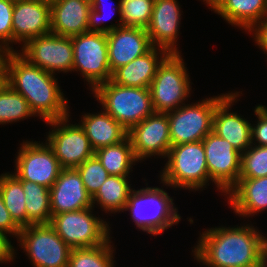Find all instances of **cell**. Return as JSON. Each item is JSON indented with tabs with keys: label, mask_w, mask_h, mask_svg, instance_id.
<instances>
[{
	"label": "cell",
	"mask_w": 267,
	"mask_h": 267,
	"mask_svg": "<svg viewBox=\"0 0 267 267\" xmlns=\"http://www.w3.org/2000/svg\"><path fill=\"white\" fill-rule=\"evenodd\" d=\"M194 256L208 267H256L267 238L253 226L211 228L202 233Z\"/></svg>",
	"instance_id": "6da1fadb"
},
{
	"label": "cell",
	"mask_w": 267,
	"mask_h": 267,
	"mask_svg": "<svg viewBox=\"0 0 267 267\" xmlns=\"http://www.w3.org/2000/svg\"><path fill=\"white\" fill-rule=\"evenodd\" d=\"M8 85L29 103L34 114L44 121L69 116L67 100L55 76L29 63L17 51L6 55Z\"/></svg>",
	"instance_id": "7a4b0ae2"
},
{
	"label": "cell",
	"mask_w": 267,
	"mask_h": 267,
	"mask_svg": "<svg viewBox=\"0 0 267 267\" xmlns=\"http://www.w3.org/2000/svg\"><path fill=\"white\" fill-rule=\"evenodd\" d=\"M92 91L103 110L127 131L155 112L149 88L123 86L109 80Z\"/></svg>",
	"instance_id": "3957f363"
},
{
	"label": "cell",
	"mask_w": 267,
	"mask_h": 267,
	"mask_svg": "<svg viewBox=\"0 0 267 267\" xmlns=\"http://www.w3.org/2000/svg\"><path fill=\"white\" fill-rule=\"evenodd\" d=\"M173 205V199L166 191L158 187H146L132 191L125 211H131L138 228L157 235L181 219Z\"/></svg>",
	"instance_id": "277c9868"
},
{
	"label": "cell",
	"mask_w": 267,
	"mask_h": 267,
	"mask_svg": "<svg viewBox=\"0 0 267 267\" xmlns=\"http://www.w3.org/2000/svg\"><path fill=\"white\" fill-rule=\"evenodd\" d=\"M161 181L168 186L197 190L209 182L202 141L171 146Z\"/></svg>",
	"instance_id": "5b68a950"
},
{
	"label": "cell",
	"mask_w": 267,
	"mask_h": 267,
	"mask_svg": "<svg viewBox=\"0 0 267 267\" xmlns=\"http://www.w3.org/2000/svg\"><path fill=\"white\" fill-rule=\"evenodd\" d=\"M186 71L180 53H170L162 61L149 87L155 112L167 113L184 105L191 90Z\"/></svg>",
	"instance_id": "8992f818"
},
{
	"label": "cell",
	"mask_w": 267,
	"mask_h": 267,
	"mask_svg": "<svg viewBox=\"0 0 267 267\" xmlns=\"http://www.w3.org/2000/svg\"><path fill=\"white\" fill-rule=\"evenodd\" d=\"M229 93L167 112L171 146L202 141L212 131L216 106Z\"/></svg>",
	"instance_id": "52a82bcc"
},
{
	"label": "cell",
	"mask_w": 267,
	"mask_h": 267,
	"mask_svg": "<svg viewBox=\"0 0 267 267\" xmlns=\"http://www.w3.org/2000/svg\"><path fill=\"white\" fill-rule=\"evenodd\" d=\"M92 209L90 207L52 216L50 225L71 249L102 245L110 239L109 225L93 216Z\"/></svg>",
	"instance_id": "ba28073f"
},
{
	"label": "cell",
	"mask_w": 267,
	"mask_h": 267,
	"mask_svg": "<svg viewBox=\"0 0 267 267\" xmlns=\"http://www.w3.org/2000/svg\"><path fill=\"white\" fill-rule=\"evenodd\" d=\"M74 71H81L82 76L95 89L111 79L108 59L107 34L85 32L72 36ZM77 69V70H76Z\"/></svg>",
	"instance_id": "9c48e42d"
},
{
	"label": "cell",
	"mask_w": 267,
	"mask_h": 267,
	"mask_svg": "<svg viewBox=\"0 0 267 267\" xmlns=\"http://www.w3.org/2000/svg\"><path fill=\"white\" fill-rule=\"evenodd\" d=\"M18 238L34 267H68L72 249L50 224L23 227Z\"/></svg>",
	"instance_id": "30bf717a"
},
{
	"label": "cell",
	"mask_w": 267,
	"mask_h": 267,
	"mask_svg": "<svg viewBox=\"0 0 267 267\" xmlns=\"http://www.w3.org/2000/svg\"><path fill=\"white\" fill-rule=\"evenodd\" d=\"M68 117L47 121L55 129L49 131L46 142L63 169L77 168L95 153L83 128L67 124Z\"/></svg>",
	"instance_id": "8fae6325"
},
{
	"label": "cell",
	"mask_w": 267,
	"mask_h": 267,
	"mask_svg": "<svg viewBox=\"0 0 267 267\" xmlns=\"http://www.w3.org/2000/svg\"><path fill=\"white\" fill-rule=\"evenodd\" d=\"M19 53L29 63L54 74L73 67L72 38L49 33L28 40Z\"/></svg>",
	"instance_id": "7c38bea8"
},
{
	"label": "cell",
	"mask_w": 267,
	"mask_h": 267,
	"mask_svg": "<svg viewBox=\"0 0 267 267\" xmlns=\"http://www.w3.org/2000/svg\"><path fill=\"white\" fill-rule=\"evenodd\" d=\"M62 167L52 148L40 142H23L16 157L19 180H26L50 188L57 180Z\"/></svg>",
	"instance_id": "4fadbf2b"
},
{
	"label": "cell",
	"mask_w": 267,
	"mask_h": 267,
	"mask_svg": "<svg viewBox=\"0 0 267 267\" xmlns=\"http://www.w3.org/2000/svg\"><path fill=\"white\" fill-rule=\"evenodd\" d=\"M202 142L209 177L218 189L227 193L239 180L241 153L213 131Z\"/></svg>",
	"instance_id": "5bb4252c"
},
{
	"label": "cell",
	"mask_w": 267,
	"mask_h": 267,
	"mask_svg": "<svg viewBox=\"0 0 267 267\" xmlns=\"http://www.w3.org/2000/svg\"><path fill=\"white\" fill-rule=\"evenodd\" d=\"M129 137L137 160L155 155L167 157L171 148L167 113L154 112L133 126Z\"/></svg>",
	"instance_id": "9a60e30c"
},
{
	"label": "cell",
	"mask_w": 267,
	"mask_h": 267,
	"mask_svg": "<svg viewBox=\"0 0 267 267\" xmlns=\"http://www.w3.org/2000/svg\"><path fill=\"white\" fill-rule=\"evenodd\" d=\"M13 43L51 33V5L43 0H17L12 14Z\"/></svg>",
	"instance_id": "2e32d148"
},
{
	"label": "cell",
	"mask_w": 267,
	"mask_h": 267,
	"mask_svg": "<svg viewBox=\"0 0 267 267\" xmlns=\"http://www.w3.org/2000/svg\"><path fill=\"white\" fill-rule=\"evenodd\" d=\"M108 59L111 73L144 55L153 46L147 30L140 27H119L107 33Z\"/></svg>",
	"instance_id": "e0dca14e"
},
{
	"label": "cell",
	"mask_w": 267,
	"mask_h": 267,
	"mask_svg": "<svg viewBox=\"0 0 267 267\" xmlns=\"http://www.w3.org/2000/svg\"><path fill=\"white\" fill-rule=\"evenodd\" d=\"M49 190L52 216L93 207L92 197L76 168L62 169Z\"/></svg>",
	"instance_id": "ac0fdd59"
},
{
	"label": "cell",
	"mask_w": 267,
	"mask_h": 267,
	"mask_svg": "<svg viewBox=\"0 0 267 267\" xmlns=\"http://www.w3.org/2000/svg\"><path fill=\"white\" fill-rule=\"evenodd\" d=\"M178 4L177 0H155L151 21L146 28L152 46L163 48L169 53H179L175 45L181 20Z\"/></svg>",
	"instance_id": "d6986e66"
},
{
	"label": "cell",
	"mask_w": 267,
	"mask_h": 267,
	"mask_svg": "<svg viewBox=\"0 0 267 267\" xmlns=\"http://www.w3.org/2000/svg\"><path fill=\"white\" fill-rule=\"evenodd\" d=\"M238 93H229L216 106L212 131L227 140L237 151L243 153L251 145V123L237 113H229L231 104L239 96Z\"/></svg>",
	"instance_id": "ffe728a7"
},
{
	"label": "cell",
	"mask_w": 267,
	"mask_h": 267,
	"mask_svg": "<svg viewBox=\"0 0 267 267\" xmlns=\"http://www.w3.org/2000/svg\"><path fill=\"white\" fill-rule=\"evenodd\" d=\"M51 5V33L72 37L88 32L91 2L56 0Z\"/></svg>",
	"instance_id": "44dd1931"
},
{
	"label": "cell",
	"mask_w": 267,
	"mask_h": 267,
	"mask_svg": "<svg viewBox=\"0 0 267 267\" xmlns=\"http://www.w3.org/2000/svg\"><path fill=\"white\" fill-rule=\"evenodd\" d=\"M159 54L161 58H159ZM169 54L167 50L153 46L144 55L116 69L110 80L118 85L149 88L159 65Z\"/></svg>",
	"instance_id": "7402d4cb"
},
{
	"label": "cell",
	"mask_w": 267,
	"mask_h": 267,
	"mask_svg": "<svg viewBox=\"0 0 267 267\" xmlns=\"http://www.w3.org/2000/svg\"><path fill=\"white\" fill-rule=\"evenodd\" d=\"M226 194L236 214L246 217L264 211L267 208V176L239 178Z\"/></svg>",
	"instance_id": "603a6c76"
},
{
	"label": "cell",
	"mask_w": 267,
	"mask_h": 267,
	"mask_svg": "<svg viewBox=\"0 0 267 267\" xmlns=\"http://www.w3.org/2000/svg\"><path fill=\"white\" fill-rule=\"evenodd\" d=\"M80 126L88 137L94 151L123 141L128 131L106 111L85 114Z\"/></svg>",
	"instance_id": "cb8c5ba5"
},
{
	"label": "cell",
	"mask_w": 267,
	"mask_h": 267,
	"mask_svg": "<svg viewBox=\"0 0 267 267\" xmlns=\"http://www.w3.org/2000/svg\"><path fill=\"white\" fill-rule=\"evenodd\" d=\"M267 0H225L215 12L229 24L250 30L265 18Z\"/></svg>",
	"instance_id": "d4e9b609"
},
{
	"label": "cell",
	"mask_w": 267,
	"mask_h": 267,
	"mask_svg": "<svg viewBox=\"0 0 267 267\" xmlns=\"http://www.w3.org/2000/svg\"><path fill=\"white\" fill-rule=\"evenodd\" d=\"M25 196L27 226L50 224L52 219L50 190L26 180H20Z\"/></svg>",
	"instance_id": "484cf974"
},
{
	"label": "cell",
	"mask_w": 267,
	"mask_h": 267,
	"mask_svg": "<svg viewBox=\"0 0 267 267\" xmlns=\"http://www.w3.org/2000/svg\"><path fill=\"white\" fill-rule=\"evenodd\" d=\"M94 155L101 162L108 174L113 176L128 177L133 163L138 161L134 155L128 136L118 144L96 150Z\"/></svg>",
	"instance_id": "4316f807"
},
{
	"label": "cell",
	"mask_w": 267,
	"mask_h": 267,
	"mask_svg": "<svg viewBox=\"0 0 267 267\" xmlns=\"http://www.w3.org/2000/svg\"><path fill=\"white\" fill-rule=\"evenodd\" d=\"M132 191L133 189H131L126 176L109 175L97 193L92 197L93 207L97 201L105 212H123Z\"/></svg>",
	"instance_id": "83f0119b"
},
{
	"label": "cell",
	"mask_w": 267,
	"mask_h": 267,
	"mask_svg": "<svg viewBox=\"0 0 267 267\" xmlns=\"http://www.w3.org/2000/svg\"><path fill=\"white\" fill-rule=\"evenodd\" d=\"M0 192L11 218L20 227L27 226L25 196L21 181L10 173L0 176Z\"/></svg>",
	"instance_id": "f1b7e54d"
},
{
	"label": "cell",
	"mask_w": 267,
	"mask_h": 267,
	"mask_svg": "<svg viewBox=\"0 0 267 267\" xmlns=\"http://www.w3.org/2000/svg\"><path fill=\"white\" fill-rule=\"evenodd\" d=\"M110 243L108 240L102 245L72 249L68 267H114V250Z\"/></svg>",
	"instance_id": "f546056e"
},
{
	"label": "cell",
	"mask_w": 267,
	"mask_h": 267,
	"mask_svg": "<svg viewBox=\"0 0 267 267\" xmlns=\"http://www.w3.org/2000/svg\"><path fill=\"white\" fill-rule=\"evenodd\" d=\"M30 116L35 114L28 101L7 85L0 92V124L16 122Z\"/></svg>",
	"instance_id": "4dcf8cb0"
},
{
	"label": "cell",
	"mask_w": 267,
	"mask_h": 267,
	"mask_svg": "<svg viewBox=\"0 0 267 267\" xmlns=\"http://www.w3.org/2000/svg\"><path fill=\"white\" fill-rule=\"evenodd\" d=\"M155 0H120L119 21L123 27L147 28L150 24Z\"/></svg>",
	"instance_id": "1f68e13d"
},
{
	"label": "cell",
	"mask_w": 267,
	"mask_h": 267,
	"mask_svg": "<svg viewBox=\"0 0 267 267\" xmlns=\"http://www.w3.org/2000/svg\"><path fill=\"white\" fill-rule=\"evenodd\" d=\"M267 176V146L251 144L241 153L239 178H259Z\"/></svg>",
	"instance_id": "d6a6232c"
},
{
	"label": "cell",
	"mask_w": 267,
	"mask_h": 267,
	"mask_svg": "<svg viewBox=\"0 0 267 267\" xmlns=\"http://www.w3.org/2000/svg\"><path fill=\"white\" fill-rule=\"evenodd\" d=\"M76 169L80 173L84 187L91 197L97 193L109 176L108 172L95 155L85 160Z\"/></svg>",
	"instance_id": "836d02e7"
},
{
	"label": "cell",
	"mask_w": 267,
	"mask_h": 267,
	"mask_svg": "<svg viewBox=\"0 0 267 267\" xmlns=\"http://www.w3.org/2000/svg\"><path fill=\"white\" fill-rule=\"evenodd\" d=\"M14 2V0H0V43L8 52H14L13 47H9V44L13 43L12 14Z\"/></svg>",
	"instance_id": "e575fe53"
},
{
	"label": "cell",
	"mask_w": 267,
	"mask_h": 267,
	"mask_svg": "<svg viewBox=\"0 0 267 267\" xmlns=\"http://www.w3.org/2000/svg\"><path fill=\"white\" fill-rule=\"evenodd\" d=\"M105 2V0H92L91 1V7L88 19V32H101V33H108L112 30H115L116 28L122 27V24L119 22V24L115 25H109V26H102L100 27V22L103 23L104 19L100 13V9L102 8V4ZM104 9V8H102ZM110 16V15H109ZM113 16V15H112ZM111 17V16H110ZM108 18V17H106ZM106 20V19H105ZM109 20V19H107Z\"/></svg>",
	"instance_id": "d590c367"
},
{
	"label": "cell",
	"mask_w": 267,
	"mask_h": 267,
	"mask_svg": "<svg viewBox=\"0 0 267 267\" xmlns=\"http://www.w3.org/2000/svg\"><path fill=\"white\" fill-rule=\"evenodd\" d=\"M254 112L258 116V123L254 127L251 125V144L257 141V145L267 146V107L256 106Z\"/></svg>",
	"instance_id": "8d00e7d4"
},
{
	"label": "cell",
	"mask_w": 267,
	"mask_h": 267,
	"mask_svg": "<svg viewBox=\"0 0 267 267\" xmlns=\"http://www.w3.org/2000/svg\"><path fill=\"white\" fill-rule=\"evenodd\" d=\"M21 228L11 218L9 211L4 205V201L0 192V232L4 235L12 234L15 237L19 236Z\"/></svg>",
	"instance_id": "74e56055"
},
{
	"label": "cell",
	"mask_w": 267,
	"mask_h": 267,
	"mask_svg": "<svg viewBox=\"0 0 267 267\" xmlns=\"http://www.w3.org/2000/svg\"><path fill=\"white\" fill-rule=\"evenodd\" d=\"M262 20L256 23L248 32L255 31V42L267 53V17Z\"/></svg>",
	"instance_id": "f35d334b"
},
{
	"label": "cell",
	"mask_w": 267,
	"mask_h": 267,
	"mask_svg": "<svg viewBox=\"0 0 267 267\" xmlns=\"http://www.w3.org/2000/svg\"><path fill=\"white\" fill-rule=\"evenodd\" d=\"M14 247L11 245V241L0 232V263H4L5 261L10 262V260L14 259Z\"/></svg>",
	"instance_id": "ab89813d"
},
{
	"label": "cell",
	"mask_w": 267,
	"mask_h": 267,
	"mask_svg": "<svg viewBox=\"0 0 267 267\" xmlns=\"http://www.w3.org/2000/svg\"><path fill=\"white\" fill-rule=\"evenodd\" d=\"M8 85L7 60L0 64V92Z\"/></svg>",
	"instance_id": "60d3db41"
},
{
	"label": "cell",
	"mask_w": 267,
	"mask_h": 267,
	"mask_svg": "<svg viewBox=\"0 0 267 267\" xmlns=\"http://www.w3.org/2000/svg\"><path fill=\"white\" fill-rule=\"evenodd\" d=\"M203 1H205L206 4H208V6L212 8V10H214V12H216L221 7V5L225 0H203Z\"/></svg>",
	"instance_id": "b9f144b4"
},
{
	"label": "cell",
	"mask_w": 267,
	"mask_h": 267,
	"mask_svg": "<svg viewBox=\"0 0 267 267\" xmlns=\"http://www.w3.org/2000/svg\"><path fill=\"white\" fill-rule=\"evenodd\" d=\"M267 252L260 258L256 267H267Z\"/></svg>",
	"instance_id": "7bdbcfd3"
},
{
	"label": "cell",
	"mask_w": 267,
	"mask_h": 267,
	"mask_svg": "<svg viewBox=\"0 0 267 267\" xmlns=\"http://www.w3.org/2000/svg\"><path fill=\"white\" fill-rule=\"evenodd\" d=\"M7 53L8 51L4 49L3 46H1L0 44V64L6 59Z\"/></svg>",
	"instance_id": "ee69618b"
},
{
	"label": "cell",
	"mask_w": 267,
	"mask_h": 267,
	"mask_svg": "<svg viewBox=\"0 0 267 267\" xmlns=\"http://www.w3.org/2000/svg\"><path fill=\"white\" fill-rule=\"evenodd\" d=\"M43 1H46V2L52 3L53 1H56V0H43Z\"/></svg>",
	"instance_id": "f6af8a7d"
},
{
	"label": "cell",
	"mask_w": 267,
	"mask_h": 267,
	"mask_svg": "<svg viewBox=\"0 0 267 267\" xmlns=\"http://www.w3.org/2000/svg\"><path fill=\"white\" fill-rule=\"evenodd\" d=\"M265 17H267V6H266V12H265Z\"/></svg>",
	"instance_id": "bcb514c9"
}]
</instances>
